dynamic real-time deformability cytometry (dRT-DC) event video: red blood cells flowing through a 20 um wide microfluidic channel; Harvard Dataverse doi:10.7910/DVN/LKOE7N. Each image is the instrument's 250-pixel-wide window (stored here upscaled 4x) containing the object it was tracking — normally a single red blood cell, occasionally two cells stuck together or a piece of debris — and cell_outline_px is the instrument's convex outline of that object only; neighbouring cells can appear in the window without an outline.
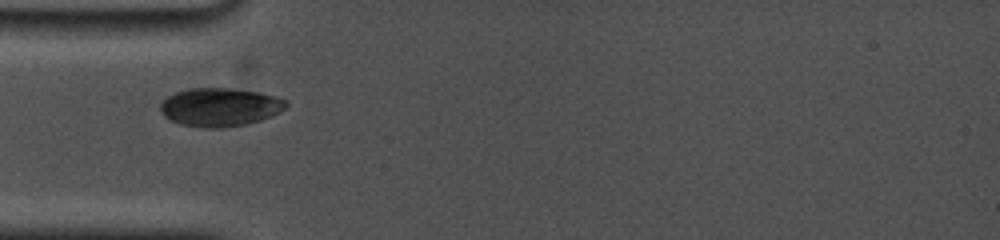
{"species": "common noctule bat (a hibernating species)", "species_latin": "Nyctalus noctula", "temperature_condition": "cold", "stored_images_in_passage": 48, "camera_frame_rate_fps": 5000, "um_per_image_px": 0.085, "animal": {"sex": "female", "body_mass_g": 19.0, "forearm_length_mm": 53.3}, "frame": {"image": 1, "passage_image": 1, "time_ms": 0.0, "image_size_px": [1000, 240], "cell_outline_px": [[288, 104], [280, 112], [272, 116], [260, 120], [244, 124], [220, 128], [200, 128], [180, 124], [164, 116], [160, 108], [160, 104], [168, 96], [176, 92], [188, 88], [228, 88], [256, 92], [276, 96], [288, 100]], "centroid_in_image_um": [18.7, 9.11], "position_along_channel_um": 66.3, "area_um2": 28.09}}
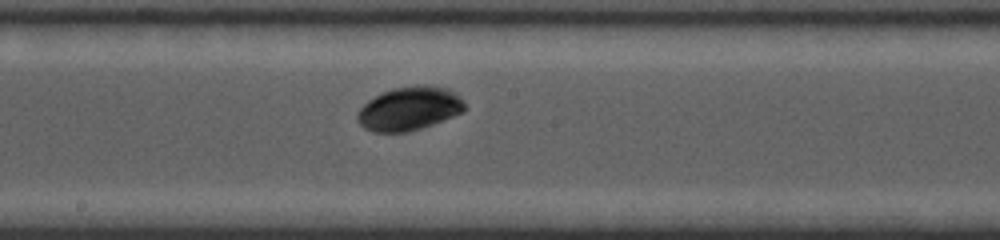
{"frame": {"image": 2, "passage_image": 22, "time_ms": 4.0, "image_size_px": [1000, 240], "cell_outline_px": [[464, 112], [432, 124], [408, 132], [372, 132], [364, 128], [356, 120], [356, 116], [360, 108], [368, 100], [392, 88], [424, 84], [448, 88], [464, 100]], "centroid_in_image_um": [34.78, 9.23], "position_along_channel_um": 213.4, "area_um2": 27.28}}
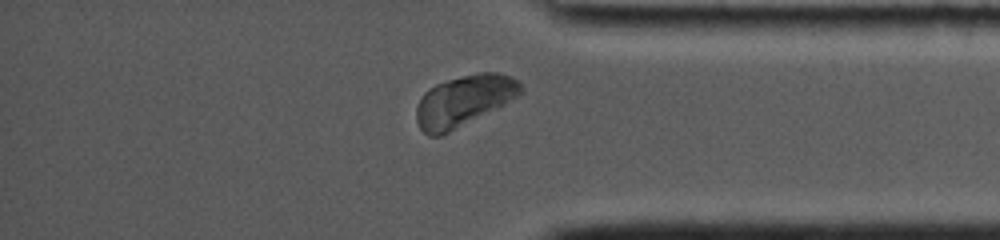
{"frame": {"image": 3, "passage_image": 38, "time_ms": 9.0, "image_size_px": [1000, 240], "cell_outline_px": [[524, 88], [516, 96], [504, 104], [440, 136], [428, 136], [420, 128], [416, 120], [416, 108], [424, 92], [428, 88], [436, 84], [448, 80], [480, 72], [500, 72], [516, 80]], "centroid_in_image_um": [39.39, 8.56], "position_along_channel_um": 395.8, "area_um2": 30.4}, "authors_computed_cell_mechanics": {"area_um2": 27.8596, "velocity_mm_per_s": 3.6788, "shape_relaxation_time_tau1_ms": 1.2509, "shape_relaxation_time_tau2_ms": null, "deformation_change_tau1": 0.074, "deformation_change_tau2": null}}